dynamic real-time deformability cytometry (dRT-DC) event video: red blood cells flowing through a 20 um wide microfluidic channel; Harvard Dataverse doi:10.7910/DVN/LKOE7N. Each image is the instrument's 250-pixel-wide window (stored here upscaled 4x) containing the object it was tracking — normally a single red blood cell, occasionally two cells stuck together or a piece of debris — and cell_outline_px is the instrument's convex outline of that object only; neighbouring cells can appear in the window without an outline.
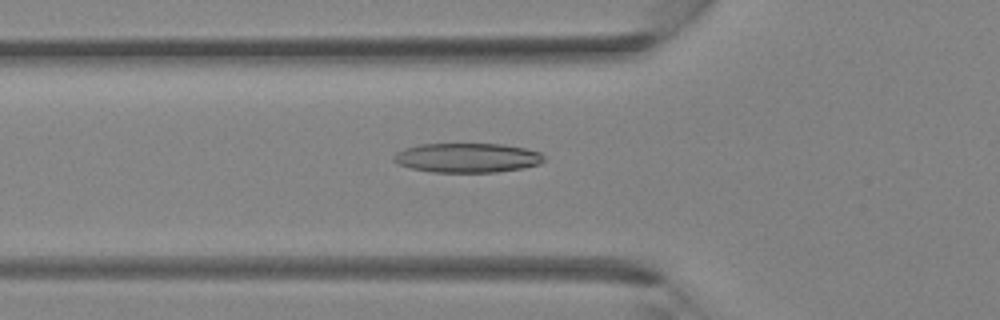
{"species": "Egyptian fruit bat (a non-hibernating species)", "species_latin": "Rousettus aegyptiacus", "temperature_condition": "room temperature", "stored_images_in_passage": 37, "camera_frame_rate_fps": 3000, "um_per_image_px": 0.085, "animal": {"sex": "female"}, "frame": {"image": 1, "passage_image": 13, "time_ms": 4.0, "image_size_px": [1000, 320], "cell_outline_px": [[544, 160], [540, 164], [524, 168], [496, 172], [432, 172], [412, 168], [400, 164], [392, 160], [392, 156], [396, 152], [404, 148], [420, 144], [500, 144], [524, 148], [540, 152], [544, 156]], "centroid_in_image_um": [39.71, 13.41], "position_along_channel_um": 86.1, "area_um2": 25.78}}
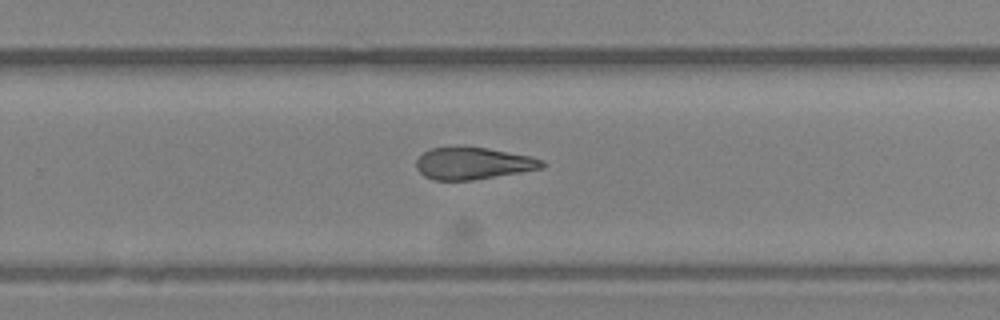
{"frame": {"image": 2, "passage_image": 24, "time_ms": 7.667, "image_size_px": [1000, 320], "cell_outline_px": [[548, 164], [544, 168], [472, 180], [432, 180], [424, 176], [416, 168], [416, 160], [424, 152], [432, 148], [464, 144], [488, 148], [532, 156], [544, 160]], "centroid_in_image_um": [40.23, 13.85], "position_along_channel_um": 289.6, "area_um2": 24.1}}
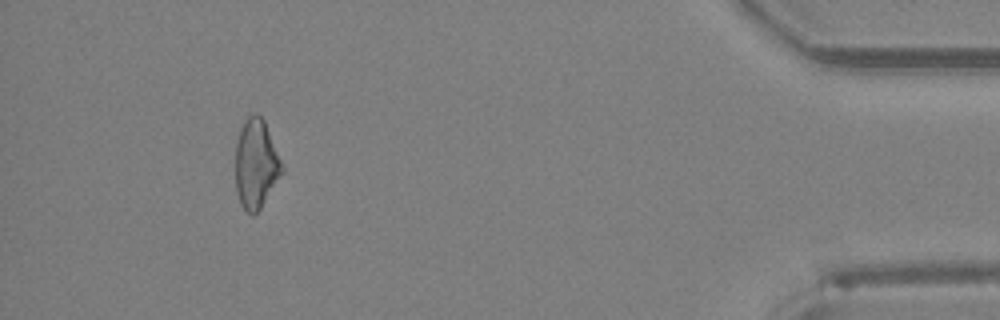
{"frame": {"image": 3, "passage_image": 34, "time_ms": 11.0, "image_size_px": [1000, 320], "cell_outline_px": [[284, 172], [260, 208], [252, 216], [240, 204], [236, 192], [236, 144], [244, 120], [252, 112], [256, 112], [264, 120], [284, 168]], "centroid_in_image_um": [21.76, 13.93], "position_along_channel_um": 413.4, "area_um2": 24.04}}